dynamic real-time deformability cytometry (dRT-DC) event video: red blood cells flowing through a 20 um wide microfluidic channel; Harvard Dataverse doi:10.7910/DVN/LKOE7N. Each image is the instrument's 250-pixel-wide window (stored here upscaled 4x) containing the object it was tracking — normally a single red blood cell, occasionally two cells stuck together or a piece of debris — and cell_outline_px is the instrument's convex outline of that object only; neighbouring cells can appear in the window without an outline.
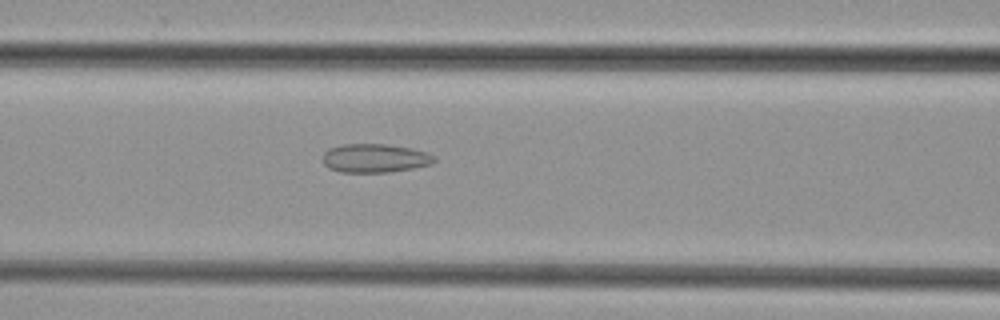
{"species": "common noctule bat (a hibernating species)", "species_latin": "Nyctalus noctula", "temperature_condition": "cold", "stored_images_in_passage": 48, "camera_frame_rate_fps": 3000, "um_per_image_px": 0.085, "animal": {"sex": "female", "body_mass_g": 29.2, "forearm_length_mm": 56.3}, "frame": {"image": 1, "passage_image": 20, "time_ms": 6.333, "image_size_px": [1000, 320], "cell_outline_px": [[436, 160], [432, 164], [392, 172], [340, 172], [328, 168], [324, 164], [324, 152], [328, 148], [340, 144], [388, 144], [412, 148], [428, 152], [436, 156]], "centroid_in_image_um": [31.89, 13.44], "position_along_channel_um": 134.7, "area_um2": 18.9}}
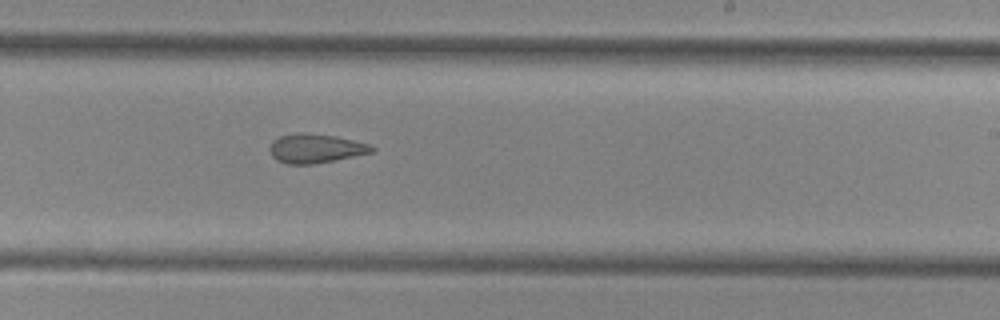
{"frame": {"image": 2, "passage_image": 29, "time_ms": 9.333, "image_size_px": [1000, 320], "cell_outline_px": [[376, 152], [336, 160], [312, 164], [288, 164], [276, 160], [272, 156], [268, 148], [272, 140], [280, 136], [300, 132], [304, 132], [336, 136], [368, 144], [376, 148]], "centroid_in_image_um": [26.82, 12.62], "position_along_channel_um": 262.2, "area_um2": 17.51}}
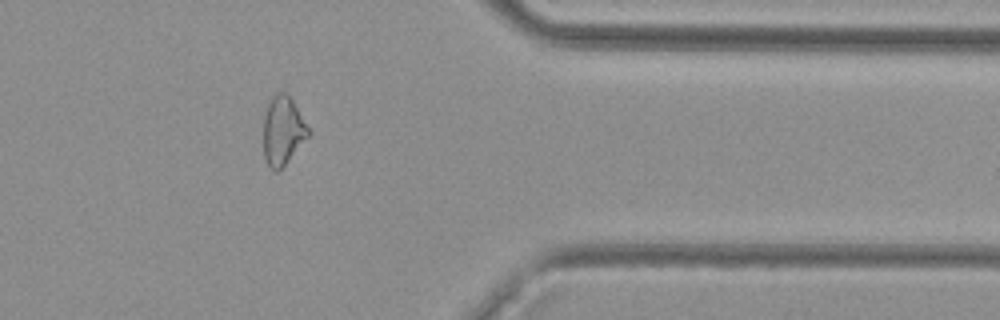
{"frame": {"image": 3, "passage_image": 39, "time_ms": 12.667, "image_size_px": [1000, 320], "cell_outline_px": [[312, 132], [284, 164], [276, 172], [268, 164], [264, 156], [264, 116], [268, 104], [272, 96], [276, 92], [284, 92], [292, 100]], "centroid_in_image_um": [24.04, 11.07], "position_along_channel_um": 387.4, "area_um2": 17.57}}